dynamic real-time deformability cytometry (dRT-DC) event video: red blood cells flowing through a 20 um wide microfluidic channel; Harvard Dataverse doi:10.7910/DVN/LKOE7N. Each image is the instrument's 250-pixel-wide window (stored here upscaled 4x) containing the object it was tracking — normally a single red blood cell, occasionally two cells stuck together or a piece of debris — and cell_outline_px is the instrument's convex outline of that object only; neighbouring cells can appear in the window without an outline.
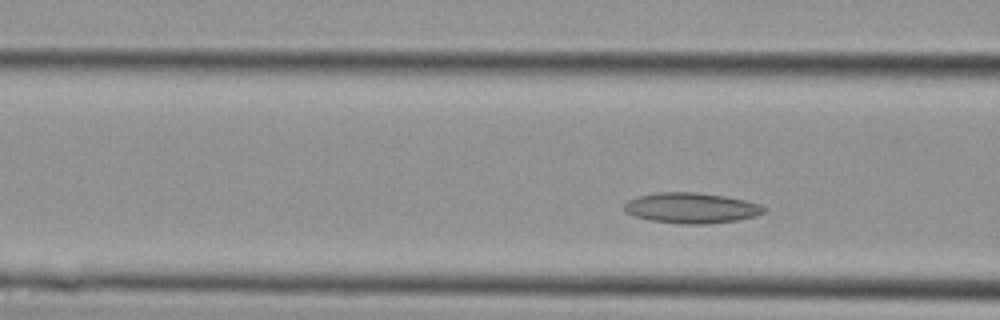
{"species": "Egyptian fruit bat (a non-hibernating species)", "species_latin": "Rousettus aegyptiacus", "temperature_condition": "cold", "stored_images_in_passage": 5, "camera_frame_rate_fps": 3000, "um_per_image_px": 0.085, "animal": {"sex": "female"}, "frame": {"image": 1, "passage_image": 5, "time_ms": 1.333, "image_size_px": [1000, 320], "cell_outline_px": [[768, 208], [764, 212], [756, 216], [736, 220], [708, 224], [680, 224], [652, 220], [636, 216], [624, 212], [624, 204], [628, 200], [636, 196], [660, 192], [696, 192], [724, 196], [744, 200], [760, 204]], "centroid_in_image_um": [58.77, 17.67], "position_along_channel_um": 107.8, "area_um2": 24.85}}